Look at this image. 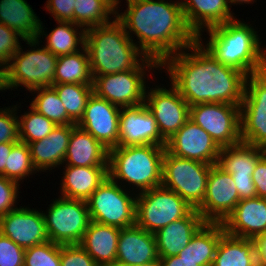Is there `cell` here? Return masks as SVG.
<instances>
[{
	"mask_svg": "<svg viewBox=\"0 0 266 266\" xmlns=\"http://www.w3.org/2000/svg\"><path fill=\"white\" fill-rule=\"evenodd\" d=\"M201 36L186 49L167 57L160 66L167 69L171 84L191 107L202 103L241 105L246 75L216 60L203 47Z\"/></svg>",
	"mask_w": 266,
	"mask_h": 266,
	"instance_id": "cell-1",
	"label": "cell"
},
{
	"mask_svg": "<svg viewBox=\"0 0 266 266\" xmlns=\"http://www.w3.org/2000/svg\"><path fill=\"white\" fill-rule=\"evenodd\" d=\"M127 3V10L114 17L129 37L131 32L137 36L140 43L137 47L160 64L197 40L186 24L180 2L127 0Z\"/></svg>",
	"mask_w": 266,
	"mask_h": 266,
	"instance_id": "cell-2",
	"label": "cell"
},
{
	"mask_svg": "<svg viewBox=\"0 0 266 266\" xmlns=\"http://www.w3.org/2000/svg\"><path fill=\"white\" fill-rule=\"evenodd\" d=\"M85 47L93 78L134 70L147 58L116 18L106 25L86 29Z\"/></svg>",
	"mask_w": 266,
	"mask_h": 266,
	"instance_id": "cell-3",
	"label": "cell"
},
{
	"mask_svg": "<svg viewBox=\"0 0 266 266\" xmlns=\"http://www.w3.org/2000/svg\"><path fill=\"white\" fill-rule=\"evenodd\" d=\"M251 25L232 20L208 30L209 43L203 46L216 60L246 76L266 70V50Z\"/></svg>",
	"mask_w": 266,
	"mask_h": 266,
	"instance_id": "cell-4",
	"label": "cell"
},
{
	"mask_svg": "<svg viewBox=\"0 0 266 266\" xmlns=\"http://www.w3.org/2000/svg\"><path fill=\"white\" fill-rule=\"evenodd\" d=\"M165 150L157 145L116 146L109 150V177L139 187L140 193L161 186Z\"/></svg>",
	"mask_w": 266,
	"mask_h": 266,
	"instance_id": "cell-5",
	"label": "cell"
},
{
	"mask_svg": "<svg viewBox=\"0 0 266 266\" xmlns=\"http://www.w3.org/2000/svg\"><path fill=\"white\" fill-rule=\"evenodd\" d=\"M213 165L170 154L163 156L162 186L173 190L193 209L203 202L207 180Z\"/></svg>",
	"mask_w": 266,
	"mask_h": 266,
	"instance_id": "cell-6",
	"label": "cell"
},
{
	"mask_svg": "<svg viewBox=\"0 0 266 266\" xmlns=\"http://www.w3.org/2000/svg\"><path fill=\"white\" fill-rule=\"evenodd\" d=\"M192 210L176 192L161 185L136 196L135 224L155 234L173 221L186 217Z\"/></svg>",
	"mask_w": 266,
	"mask_h": 266,
	"instance_id": "cell-7",
	"label": "cell"
},
{
	"mask_svg": "<svg viewBox=\"0 0 266 266\" xmlns=\"http://www.w3.org/2000/svg\"><path fill=\"white\" fill-rule=\"evenodd\" d=\"M158 67L161 66L157 60L147 57L134 70L95 76L93 93L119 108L140 105L145 102L146 95L144 69Z\"/></svg>",
	"mask_w": 266,
	"mask_h": 266,
	"instance_id": "cell-8",
	"label": "cell"
},
{
	"mask_svg": "<svg viewBox=\"0 0 266 266\" xmlns=\"http://www.w3.org/2000/svg\"><path fill=\"white\" fill-rule=\"evenodd\" d=\"M23 52L22 47L12 56L6 66L7 89L23 85L31 91L54 84L58 57L46 47ZM12 61V62H11Z\"/></svg>",
	"mask_w": 266,
	"mask_h": 266,
	"instance_id": "cell-9",
	"label": "cell"
},
{
	"mask_svg": "<svg viewBox=\"0 0 266 266\" xmlns=\"http://www.w3.org/2000/svg\"><path fill=\"white\" fill-rule=\"evenodd\" d=\"M109 176L87 200L91 221L126 228L135 225L136 196L132 198Z\"/></svg>",
	"mask_w": 266,
	"mask_h": 266,
	"instance_id": "cell-10",
	"label": "cell"
},
{
	"mask_svg": "<svg viewBox=\"0 0 266 266\" xmlns=\"http://www.w3.org/2000/svg\"><path fill=\"white\" fill-rule=\"evenodd\" d=\"M47 213L43 215L49 241L60 245L79 244L91 222L84 200L58 198Z\"/></svg>",
	"mask_w": 266,
	"mask_h": 266,
	"instance_id": "cell-11",
	"label": "cell"
},
{
	"mask_svg": "<svg viewBox=\"0 0 266 266\" xmlns=\"http://www.w3.org/2000/svg\"><path fill=\"white\" fill-rule=\"evenodd\" d=\"M240 120L242 142L266 149V70L246 76Z\"/></svg>",
	"mask_w": 266,
	"mask_h": 266,
	"instance_id": "cell-12",
	"label": "cell"
},
{
	"mask_svg": "<svg viewBox=\"0 0 266 266\" xmlns=\"http://www.w3.org/2000/svg\"><path fill=\"white\" fill-rule=\"evenodd\" d=\"M190 120L203 128L220 148L242 142L239 105L196 104L190 107Z\"/></svg>",
	"mask_w": 266,
	"mask_h": 266,
	"instance_id": "cell-13",
	"label": "cell"
},
{
	"mask_svg": "<svg viewBox=\"0 0 266 266\" xmlns=\"http://www.w3.org/2000/svg\"><path fill=\"white\" fill-rule=\"evenodd\" d=\"M239 201L232 175L214 164L208 176L204 200L196 210L205 222L223 223Z\"/></svg>",
	"mask_w": 266,
	"mask_h": 266,
	"instance_id": "cell-14",
	"label": "cell"
},
{
	"mask_svg": "<svg viewBox=\"0 0 266 266\" xmlns=\"http://www.w3.org/2000/svg\"><path fill=\"white\" fill-rule=\"evenodd\" d=\"M150 90L146 91L144 103L167 141L190 119V106L173 85L169 90L162 87Z\"/></svg>",
	"mask_w": 266,
	"mask_h": 266,
	"instance_id": "cell-15",
	"label": "cell"
},
{
	"mask_svg": "<svg viewBox=\"0 0 266 266\" xmlns=\"http://www.w3.org/2000/svg\"><path fill=\"white\" fill-rule=\"evenodd\" d=\"M166 150L177 157L217 164L221 148L212 137L190 119L166 142Z\"/></svg>",
	"mask_w": 266,
	"mask_h": 266,
	"instance_id": "cell-16",
	"label": "cell"
},
{
	"mask_svg": "<svg viewBox=\"0 0 266 266\" xmlns=\"http://www.w3.org/2000/svg\"><path fill=\"white\" fill-rule=\"evenodd\" d=\"M121 108L106 99L90 96L83 117L76 124L108 150L118 146Z\"/></svg>",
	"mask_w": 266,
	"mask_h": 266,
	"instance_id": "cell-17",
	"label": "cell"
},
{
	"mask_svg": "<svg viewBox=\"0 0 266 266\" xmlns=\"http://www.w3.org/2000/svg\"><path fill=\"white\" fill-rule=\"evenodd\" d=\"M119 122L118 146H166L167 141L161 136L156 120L145 103L121 108Z\"/></svg>",
	"mask_w": 266,
	"mask_h": 266,
	"instance_id": "cell-18",
	"label": "cell"
},
{
	"mask_svg": "<svg viewBox=\"0 0 266 266\" xmlns=\"http://www.w3.org/2000/svg\"><path fill=\"white\" fill-rule=\"evenodd\" d=\"M0 232L24 249L49 241L43 211L22 206L0 217Z\"/></svg>",
	"mask_w": 266,
	"mask_h": 266,
	"instance_id": "cell-19",
	"label": "cell"
},
{
	"mask_svg": "<svg viewBox=\"0 0 266 266\" xmlns=\"http://www.w3.org/2000/svg\"><path fill=\"white\" fill-rule=\"evenodd\" d=\"M159 259L154 233L138 225L121 228L115 266L141 265Z\"/></svg>",
	"mask_w": 266,
	"mask_h": 266,
	"instance_id": "cell-20",
	"label": "cell"
},
{
	"mask_svg": "<svg viewBox=\"0 0 266 266\" xmlns=\"http://www.w3.org/2000/svg\"><path fill=\"white\" fill-rule=\"evenodd\" d=\"M222 224L229 235L256 239L266 233V198L240 200Z\"/></svg>",
	"mask_w": 266,
	"mask_h": 266,
	"instance_id": "cell-21",
	"label": "cell"
},
{
	"mask_svg": "<svg viewBox=\"0 0 266 266\" xmlns=\"http://www.w3.org/2000/svg\"><path fill=\"white\" fill-rule=\"evenodd\" d=\"M180 6L187 26L196 37L201 35L202 28L210 29L236 19L227 0H184Z\"/></svg>",
	"mask_w": 266,
	"mask_h": 266,
	"instance_id": "cell-22",
	"label": "cell"
},
{
	"mask_svg": "<svg viewBox=\"0 0 266 266\" xmlns=\"http://www.w3.org/2000/svg\"><path fill=\"white\" fill-rule=\"evenodd\" d=\"M205 223L199 212L193 209L186 217L159 229L155 233L159 257L178 255Z\"/></svg>",
	"mask_w": 266,
	"mask_h": 266,
	"instance_id": "cell-23",
	"label": "cell"
},
{
	"mask_svg": "<svg viewBox=\"0 0 266 266\" xmlns=\"http://www.w3.org/2000/svg\"><path fill=\"white\" fill-rule=\"evenodd\" d=\"M71 133L72 124L56 125L47 137L28 144L33 166L38 172L64 163Z\"/></svg>",
	"mask_w": 266,
	"mask_h": 266,
	"instance_id": "cell-24",
	"label": "cell"
},
{
	"mask_svg": "<svg viewBox=\"0 0 266 266\" xmlns=\"http://www.w3.org/2000/svg\"><path fill=\"white\" fill-rule=\"evenodd\" d=\"M120 230L91 221L79 245L99 266H115Z\"/></svg>",
	"mask_w": 266,
	"mask_h": 266,
	"instance_id": "cell-25",
	"label": "cell"
},
{
	"mask_svg": "<svg viewBox=\"0 0 266 266\" xmlns=\"http://www.w3.org/2000/svg\"><path fill=\"white\" fill-rule=\"evenodd\" d=\"M65 167L61 184V197L68 199L87 201L109 176L108 166L65 165Z\"/></svg>",
	"mask_w": 266,
	"mask_h": 266,
	"instance_id": "cell-26",
	"label": "cell"
},
{
	"mask_svg": "<svg viewBox=\"0 0 266 266\" xmlns=\"http://www.w3.org/2000/svg\"><path fill=\"white\" fill-rule=\"evenodd\" d=\"M109 150L90 133L72 124V133L64 158L66 165L108 166ZM67 161V162H66Z\"/></svg>",
	"mask_w": 266,
	"mask_h": 266,
	"instance_id": "cell-27",
	"label": "cell"
},
{
	"mask_svg": "<svg viewBox=\"0 0 266 266\" xmlns=\"http://www.w3.org/2000/svg\"><path fill=\"white\" fill-rule=\"evenodd\" d=\"M212 266H258L255 239L227 234L220 237Z\"/></svg>",
	"mask_w": 266,
	"mask_h": 266,
	"instance_id": "cell-28",
	"label": "cell"
},
{
	"mask_svg": "<svg viewBox=\"0 0 266 266\" xmlns=\"http://www.w3.org/2000/svg\"><path fill=\"white\" fill-rule=\"evenodd\" d=\"M0 23L24 40L39 38L41 20L25 0H0Z\"/></svg>",
	"mask_w": 266,
	"mask_h": 266,
	"instance_id": "cell-29",
	"label": "cell"
},
{
	"mask_svg": "<svg viewBox=\"0 0 266 266\" xmlns=\"http://www.w3.org/2000/svg\"><path fill=\"white\" fill-rule=\"evenodd\" d=\"M265 153L263 147L240 142L221 148L217 165L232 177H253L256 164Z\"/></svg>",
	"mask_w": 266,
	"mask_h": 266,
	"instance_id": "cell-30",
	"label": "cell"
},
{
	"mask_svg": "<svg viewBox=\"0 0 266 266\" xmlns=\"http://www.w3.org/2000/svg\"><path fill=\"white\" fill-rule=\"evenodd\" d=\"M224 233L222 223L206 222L178 256L182 259L195 260L200 266H212L218 242Z\"/></svg>",
	"mask_w": 266,
	"mask_h": 266,
	"instance_id": "cell-31",
	"label": "cell"
},
{
	"mask_svg": "<svg viewBox=\"0 0 266 266\" xmlns=\"http://www.w3.org/2000/svg\"><path fill=\"white\" fill-rule=\"evenodd\" d=\"M57 23L59 25L54 30H52L51 33L47 34V36L44 33L43 25L41 22L39 38L26 40V44H28L30 47H36V44L39 46L40 36H43L44 34L47 39L45 47L57 57L73 54L80 51L78 45L80 44L81 47L85 46L86 29L72 22L57 21ZM78 27L82 28V30L80 29L81 32L77 31Z\"/></svg>",
	"mask_w": 266,
	"mask_h": 266,
	"instance_id": "cell-32",
	"label": "cell"
},
{
	"mask_svg": "<svg viewBox=\"0 0 266 266\" xmlns=\"http://www.w3.org/2000/svg\"><path fill=\"white\" fill-rule=\"evenodd\" d=\"M81 50L58 56L54 84H93L87 49L84 46Z\"/></svg>",
	"mask_w": 266,
	"mask_h": 266,
	"instance_id": "cell-33",
	"label": "cell"
},
{
	"mask_svg": "<svg viewBox=\"0 0 266 266\" xmlns=\"http://www.w3.org/2000/svg\"><path fill=\"white\" fill-rule=\"evenodd\" d=\"M61 99L68 117L77 124L83 117L90 96L93 94L92 84H53Z\"/></svg>",
	"mask_w": 266,
	"mask_h": 266,
	"instance_id": "cell-34",
	"label": "cell"
},
{
	"mask_svg": "<svg viewBox=\"0 0 266 266\" xmlns=\"http://www.w3.org/2000/svg\"><path fill=\"white\" fill-rule=\"evenodd\" d=\"M37 92L34 100L30 106L37 112L50 119L56 125L75 124L67 115L66 109L58 97L57 92L53 86L41 87L31 90Z\"/></svg>",
	"mask_w": 266,
	"mask_h": 266,
	"instance_id": "cell-35",
	"label": "cell"
},
{
	"mask_svg": "<svg viewBox=\"0 0 266 266\" xmlns=\"http://www.w3.org/2000/svg\"><path fill=\"white\" fill-rule=\"evenodd\" d=\"M111 14L116 13L102 0H75L74 24L85 29L110 23Z\"/></svg>",
	"mask_w": 266,
	"mask_h": 266,
	"instance_id": "cell-36",
	"label": "cell"
},
{
	"mask_svg": "<svg viewBox=\"0 0 266 266\" xmlns=\"http://www.w3.org/2000/svg\"><path fill=\"white\" fill-rule=\"evenodd\" d=\"M30 112L18 118L19 141L26 144L41 140L56 127V124L30 107Z\"/></svg>",
	"mask_w": 266,
	"mask_h": 266,
	"instance_id": "cell-37",
	"label": "cell"
},
{
	"mask_svg": "<svg viewBox=\"0 0 266 266\" xmlns=\"http://www.w3.org/2000/svg\"><path fill=\"white\" fill-rule=\"evenodd\" d=\"M35 171L28 144L16 142L5 165V177L19 182Z\"/></svg>",
	"mask_w": 266,
	"mask_h": 266,
	"instance_id": "cell-38",
	"label": "cell"
},
{
	"mask_svg": "<svg viewBox=\"0 0 266 266\" xmlns=\"http://www.w3.org/2000/svg\"><path fill=\"white\" fill-rule=\"evenodd\" d=\"M24 266H60V244L48 241L26 248Z\"/></svg>",
	"mask_w": 266,
	"mask_h": 266,
	"instance_id": "cell-39",
	"label": "cell"
},
{
	"mask_svg": "<svg viewBox=\"0 0 266 266\" xmlns=\"http://www.w3.org/2000/svg\"><path fill=\"white\" fill-rule=\"evenodd\" d=\"M60 266H99L79 245H60Z\"/></svg>",
	"mask_w": 266,
	"mask_h": 266,
	"instance_id": "cell-40",
	"label": "cell"
},
{
	"mask_svg": "<svg viewBox=\"0 0 266 266\" xmlns=\"http://www.w3.org/2000/svg\"><path fill=\"white\" fill-rule=\"evenodd\" d=\"M14 107L0 109V143H16L19 141L18 116L15 112L17 107L16 105Z\"/></svg>",
	"mask_w": 266,
	"mask_h": 266,
	"instance_id": "cell-41",
	"label": "cell"
},
{
	"mask_svg": "<svg viewBox=\"0 0 266 266\" xmlns=\"http://www.w3.org/2000/svg\"><path fill=\"white\" fill-rule=\"evenodd\" d=\"M26 41L16 31L0 23V64L7 66L12 56L20 48L19 39Z\"/></svg>",
	"mask_w": 266,
	"mask_h": 266,
	"instance_id": "cell-42",
	"label": "cell"
},
{
	"mask_svg": "<svg viewBox=\"0 0 266 266\" xmlns=\"http://www.w3.org/2000/svg\"><path fill=\"white\" fill-rule=\"evenodd\" d=\"M25 249L0 232V266H24Z\"/></svg>",
	"mask_w": 266,
	"mask_h": 266,
	"instance_id": "cell-43",
	"label": "cell"
},
{
	"mask_svg": "<svg viewBox=\"0 0 266 266\" xmlns=\"http://www.w3.org/2000/svg\"><path fill=\"white\" fill-rule=\"evenodd\" d=\"M19 182L0 175V217L16 209Z\"/></svg>",
	"mask_w": 266,
	"mask_h": 266,
	"instance_id": "cell-44",
	"label": "cell"
},
{
	"mask_svg": "<svg viewBox=\"0 0 266 266\" xmlns=\"http://www.w3.org/2000/svg\"><path fill=\"white\" fill-rule=\"evenodd\" d=\"M75 0H48L46 7L55 21L74 23Z\"/></svg>",
	"mask_w": 266,
	"mask_h": 266,
	"instance_id": "cell-45",
	"label": "cell"
},
{
	"mask_svg": "<svg viewBox=\"0 0 266 266\" xmlns=\"http://www.w3.org/2000/svg\"><path fill=\"white\" fill-rule=\"evenodd\" d=\"M252 176L257 197L266 198V153L258 160Z\"/></svg>",
	"mask_w": 266,
	"mask_h": 266,
	"instance_id": "cell-46",
	"label": "cell"
},
{
	"mask_svg": "<svg viewBox=\"0 0 266 266\" xmlns=\"http://www.w3.org/2000/svg\"><path fill=\"white\" fill-rule=\"evenodd\" d=\"M239 199H249L257 197V189L253 183V177H233Z\"/></svg>",
	"mask_w": 266,
	"mask_h": 266,
	"instance_id": "cell-47",
	"label": "cell"
},
{
	"mask_svg": "<svg viewBox=\"0 0 266 266\" xmlns=\"http://www.w3.org/2000/svg\"><path fill=\"white\" fill-rule=\"evenodd\" d=\"M161 266H200L197 261L182 259L178 255L170 257H159Z\"/></svg>",
	"mask_w": 266,
	"mask_h": 266,
	"instance_id": "cell-48",
	"label": "cell"
},
{
	"mask_svg": "<svg viewBox=\"0 0 266 266\" xmlns=\"http://www.w3.org/2000/svg\"><path fill=\"white\" fill-rule=\"evenodd\" d=\"M258 266H266V233L259 235L256 239Z\"/></svg>",
	"mask_w": 266,
	"mask_h": 266,
	"instance_id": "cell-49",
	"label": "cell"
},
{
	"mask_svg": "<svg viewBox=\"0 0 266 266\" xmlns=\"http://www.w3.org/2000/svg\"><path fill=\"white\" fill-rule=\"evenodd\" d=\"M15 143H0V175L5 176V165Z\"/></svg>",
	"mask_w": 266,
	"mask_h": 266,
	"instance_id": "cell-50",
	"label": "cell"
},
{
	"mask_svg": "<svg viewBox=\"0 0 266 266\" xmlns=\"http://www.w3.org/2000/svg\"><path fill=\"white\" fill-rule=\"evenodd\" d=\"M7 89L6 86V67L0 64V91Z\"/></svg>",
	"mask_w": 266,
	"mask_h": 266,
	"instance_id": "cell-51",
	"label": "cell"
},
{
	"mask_svg": "<svg viewBox=\"0 0 266 266\" xmlns=\"http://www.w3.org/2000/svg\"><path fill=\"white\" fill-rule=\"evenodd\" d=\"M104 1L116 14L118 13V11L116 10L118 7L119 0H102Z\"/></svg>",
	"mask_w": 266,
	"mask_h": 266,
	"instance_id": "cell-52",
	"label": "cell"
},
{
	"mask_svg": "<svg viewBox=\"0 0 266 266\" xmlns=\"http://www.w3.org/2000/svg\"><path fill=\"white\" fill-rule=\"evenodd\" d=\"M227 1L232 5V4H242V3L249 4V2L251 3L254 0H227Z\"/></svg>",
	"mask_w": 266,
	"mask_h": 266,
	"instance_id": "cell-53",
	"label": "cell"
},
{
	"mask_svg": "<svg viewBox=\"0 0 266 266\" xmlns=\"http://www.w3.org/2000/svg\"><path fill=\"white\" fill-rule=\"evenodd\" d=\"M132 266H161L159 259L157 261H153L150 263H146V264H141V265H132Z\"/></svg>",
	"mask_w": 266,
	"mask_h": 266,
	"instance_id": "cell-54",
	"label": "cell"
}]
</instances>
